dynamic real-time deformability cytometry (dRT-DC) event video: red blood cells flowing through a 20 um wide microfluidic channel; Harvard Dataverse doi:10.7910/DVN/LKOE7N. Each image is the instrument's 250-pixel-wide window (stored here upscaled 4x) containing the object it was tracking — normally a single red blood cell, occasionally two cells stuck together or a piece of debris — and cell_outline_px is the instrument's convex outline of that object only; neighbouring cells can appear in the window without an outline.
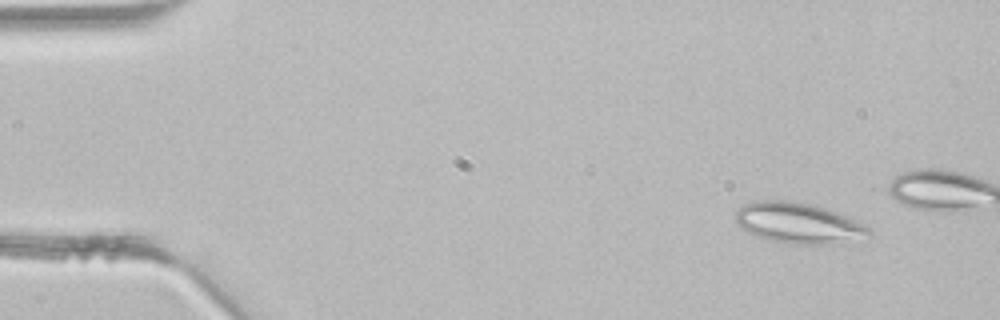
{"species": "common noctule bat (a hibernating species)", "species_latin": "Nyctalus noctula", "temperature_condition": "room temperature", "stored_images_in_passage": 12, "camera_frame_rate_fps": 3000, "um_per_image_px": 0.085, "animal": {"sex": "male", "body_mass_g": 21.5, "forearm_length_mm": 52.0}, "frame": {"image": 1, "passage_image": 4, "time_ms": 1.0, "image_size_px": [1000, 320], "cell_outline_px": [[872, 236], [860, 244], [796, 244], [756, 236], [740, 228], [736, 220], [736, 212], [744, 204], [752, 200], [784, 200], [808, 204], [836, 212], [868, 228], [872, 232]], "centroid_in_image_um": [67.94, 19.0], "position_along_channel_um": 17.1, "area_um2": 31.73}}